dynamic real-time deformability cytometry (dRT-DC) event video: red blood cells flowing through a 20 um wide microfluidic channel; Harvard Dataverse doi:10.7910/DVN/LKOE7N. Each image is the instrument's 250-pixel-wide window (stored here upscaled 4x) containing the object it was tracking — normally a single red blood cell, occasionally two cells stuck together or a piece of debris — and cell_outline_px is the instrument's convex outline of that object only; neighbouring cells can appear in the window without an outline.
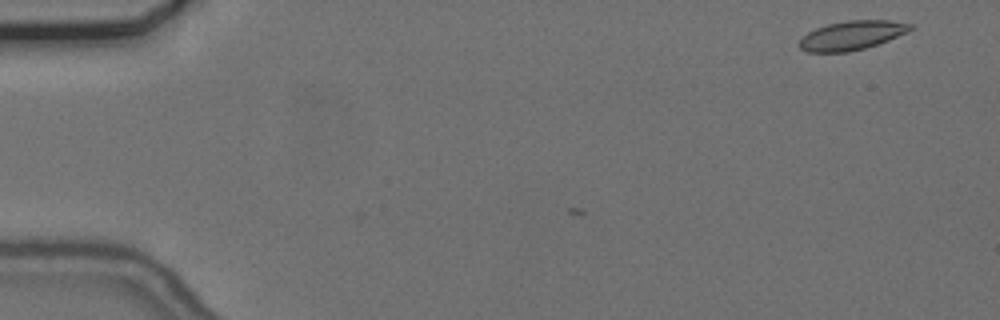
{"species": "common noctule bat (a hibernating species)", "species_latin": "Nyctalus noctula", "temperature_condition": "cold", "stored_images_in_passage": 2, "camera_frame_rate_fps": 3000, "um_per_image_px": 0.085, "animal": {"sex": "female", "body_mass_g": 24.6, "forearm_length_mm": 56.2}, "frame": {"image": 1, "passage_image": 2, "time_ms": 0.333, "image_size_px": [1000, 320], "cell_outline_px": [[916, 28], [908, 32], [888, 40], [864, 48], [848, 52], [808, 52], [800, 48], [800, 40], [808, 32], [816, 28], [828, 24], [848, 20], [892, 20], [912, 24]], "centroid_in_image_um": [72.45, 2.99], "position_along_channel_um": 12.5, "area_um2": 18.73}}